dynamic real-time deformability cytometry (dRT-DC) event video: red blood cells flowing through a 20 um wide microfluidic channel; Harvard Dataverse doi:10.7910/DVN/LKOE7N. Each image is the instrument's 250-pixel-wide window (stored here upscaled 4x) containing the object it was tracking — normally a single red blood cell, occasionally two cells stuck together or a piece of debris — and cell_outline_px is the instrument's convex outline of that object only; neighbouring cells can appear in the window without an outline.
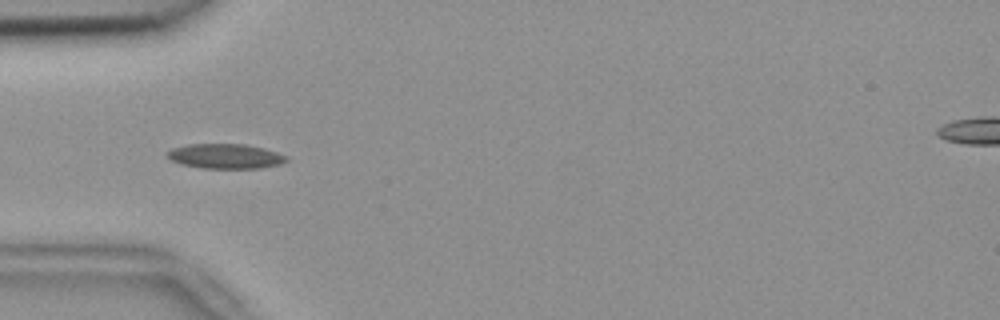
{"species": "common noctule bat (a hibernating species)", "species_latin": "Nyctalus noctula", "temperature_condition": "room temperature", "stored_images_in_passage": 6, "camera_frame_rate_fps": 3000, "um_per_image_px": 0.085, "animal": {"sex": "female", "body_mass_g": 18.4}, "frame": {"image": 1, "passage_image": 4, "time_ms": 1.0, "image_size_px": [1000, 320], "cell_outline_px": [[288, 160], [280, 164], [260, 168], [200, 168], [184, 164], [172, 160], [164, 156], [172, 148], [188, 144], [244, 144], [264, 148], [288, 156]], "centroid_in_image_um": [19.16, 13.27], "position_along_channel_um": 65.8, "area_um2": 17.17}}